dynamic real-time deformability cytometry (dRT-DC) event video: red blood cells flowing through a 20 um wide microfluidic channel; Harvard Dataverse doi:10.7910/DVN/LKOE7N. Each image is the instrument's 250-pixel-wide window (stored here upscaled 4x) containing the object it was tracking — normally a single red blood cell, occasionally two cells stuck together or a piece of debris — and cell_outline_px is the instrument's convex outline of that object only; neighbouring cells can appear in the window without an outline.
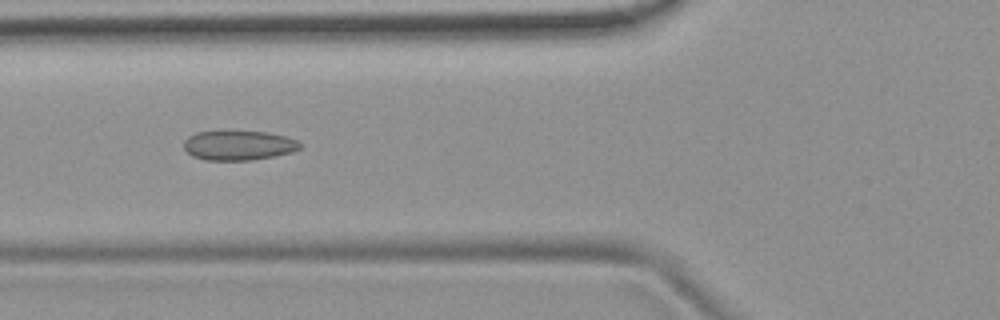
{"species": "common noctule bat (a hibernating species)", "species_latin": "Nyctalus noctula", "temperature_condition": "room temperature", "stored_images_in_passage": 3, "camera_frame_rate_fps": 3000, "um_per_image_px": 0.085, "animal": {"sex": "female", "body_mass_g": 19.9}, "frame": {"image": 1, "passage_image": 3, "time_ms": 0.667, "image_size_px": [1000, 320], "cell_outline_px": [[304, 144], [300, 148], [292, 152], [276, 156], [252, 160], [204, 160], [192, 156], [184, 148], [184, 140], [188, 136], [196, 132], [268, 132], [284, 136], [296, 140]], "centroid_in_image_um": [20.3, 12.37], "position_along_channel_um": 105.5, "area_um2": 20.0}}